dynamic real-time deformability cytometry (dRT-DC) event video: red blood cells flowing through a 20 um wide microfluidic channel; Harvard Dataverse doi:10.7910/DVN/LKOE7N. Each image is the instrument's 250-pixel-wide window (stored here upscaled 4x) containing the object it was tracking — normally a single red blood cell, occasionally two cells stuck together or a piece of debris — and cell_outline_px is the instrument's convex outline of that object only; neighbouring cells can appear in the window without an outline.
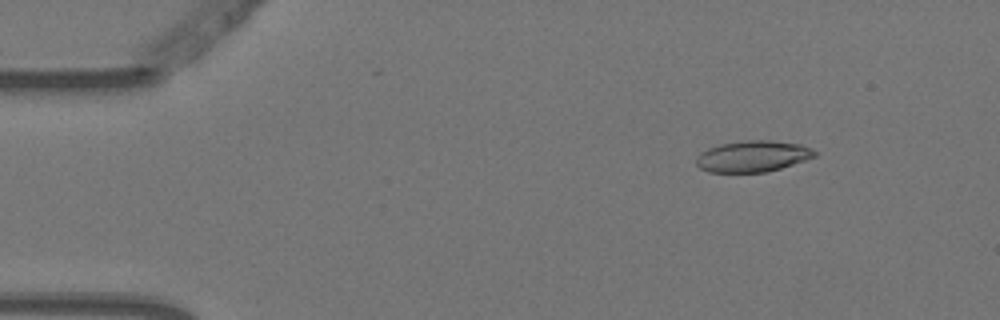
{"species": "Egyptian fruit bat (a non-hibernating species)", "species_latin": "Rousettus aegyptiacus", "temperature_condition": "warm", "stored_images_in_passage": 4, "camera_frame_rate_fps": 3000, "um_per_image_px": 0.085, "animal": {"sex": "female"}, "frame": {"image": 1, "passage_image": 1, "time_ms": 0.0, "image_size_px": [1000, 320], "cell_outline_px": [[816, 156], [768, 172], [708, 172], [700, 168], [696, 164], [696, 156], [700, 152], [708, 148], [720, 144], [744, 140], [768, 140], [800, 144], [812, 148], [816, 152]], "centroid_in_image_um": [63.95, 13.28], "position_along_channel_um": 21.1, "area_um2": 21.56}}
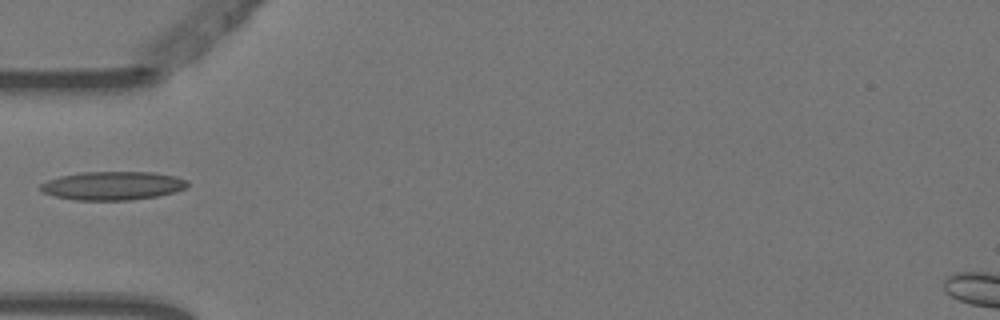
{"frame": {"image": 2, "passage_image": 4, "time_ms": 1.0, "image_size_px": [1000, 320], "cell_outline_px": [[188, 184], [184, 188], [172, 192], [156, 196], [128, 200], [76, 200], [56, 196], [44, 192], [40, 188], [40, 184], [48, 180], [60, 176], [80, 172], [152, 172], [176, 176], [188, 180]], "centroid_in_image_um": [9.57, 15.77], "position_along_channel_um": 75.4, "area_um2": 24.22}}